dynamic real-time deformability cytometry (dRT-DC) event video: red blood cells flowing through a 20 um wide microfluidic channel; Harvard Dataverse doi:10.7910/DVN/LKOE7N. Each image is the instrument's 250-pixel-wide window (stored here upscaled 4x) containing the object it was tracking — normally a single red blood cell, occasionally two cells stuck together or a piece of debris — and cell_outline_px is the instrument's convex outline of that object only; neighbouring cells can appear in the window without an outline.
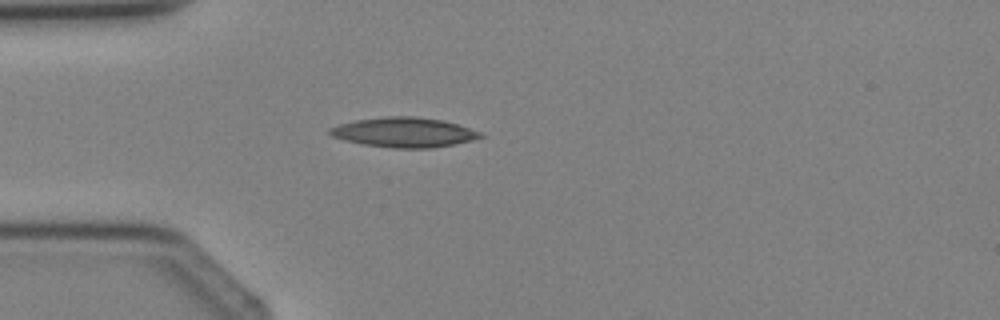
{"species": "Egyptian fruit bat (a non-hibernating species)", "species_latin": "Rousettus aegyptiacus", "temperature_condition": "cold", "stored_images_in_passage": 3, "camera_frame_rate_fps": 3000, "um_per_image_px": 0.085, "animal": {"sex": "female"}, "frame": {"image": 1, "passage_image": 3, "time_ms": 2.333, "image_size_px": [1000, 320], "cell_outline_px": [[488, 136], [472, 140], [432, 148], [392, 148], [364, 144], [344, 140], [332, 136], [328, 132], [328, 128], [340, 124], [356, 120], [384, 116], [416, 116], [440, 120], [456, 124], [484, 132]], "centroid_in_image_um": [34.37, 11.24], "position_along_channel_um": 50.6, "area_um2": 26.18}}